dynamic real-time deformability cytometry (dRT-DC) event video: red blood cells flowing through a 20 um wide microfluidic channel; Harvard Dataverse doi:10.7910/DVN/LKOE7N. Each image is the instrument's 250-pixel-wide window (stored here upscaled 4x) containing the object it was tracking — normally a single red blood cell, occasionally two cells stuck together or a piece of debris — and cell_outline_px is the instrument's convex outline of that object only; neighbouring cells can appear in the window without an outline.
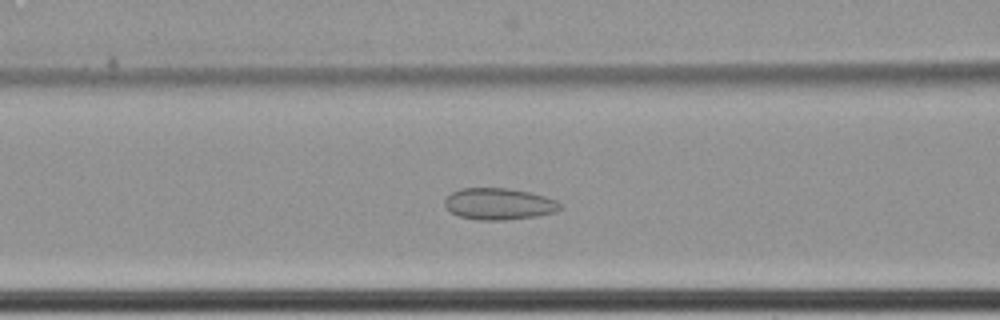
{"species": "common noctule bat (a hibernating species)", "species_latin": "Nyctalus noctula", "temperature_condition": "cold", "stored_images_in_passage": 42, "camera_frame_rate_fps": 3000, "um_per_image_px": 0.085, "animal": {"sex": "female", "body_mass_g": 22.7, "forearm_length_mm": 54.2}, "frame": {"image": 1, "passage_image": 7, "time_ms": 2.0, "image_size_px": [1000, 320], "cell_outline_px": [[560, 208], [556, 212], [536, 216], [504, 220], [480, 220], [460, 216], [444, 208], [444, 200], [452, 192], [460, 188], [508, 188], [532, 192], [556, 200], [560, 204]], "centroid_in_image_um": [42.39, 17.32], "position_along_channel_um": 124.2, "area_um2": 21.27}}
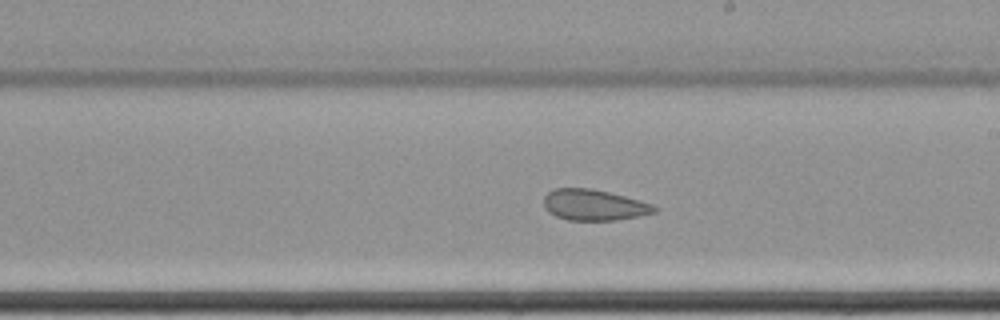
{"frame": {"image": 2, "passage_image": 17, "time_ms": 5.333, "image_size_px": [1000, 320], "cell_outline_px": [[656, 212], [640, 216], [616, 220], [568, 220], [556, 216], [548, 212], [544, 208], [544, 196], [548, 192], [556, 188], [588, 188], [608, 192], [624, 196], [652, 204], [656, 208]], "centroid_in_image_um": [50.46, 17.43], "position_along_channel_um": 238.5, "area_um2": 19.83}}
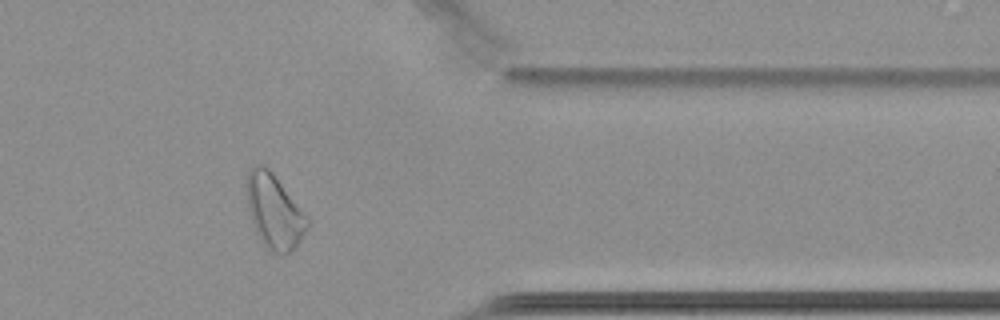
{"frame": {"image": 3, "passage_image": 31, "time_ms": 10.0, "image_size_px": [1000, 320], "cell_outline_px": [[312, 224], [300, 240], [284, 256], [280, 256], [272, 252], [260, 240], [252, 220], [248, 208], [244, 184], [248, 168], [256, 164], [260, 164], [268, 168], [276, 176], [312, 220]], "centroid_in_image_um": [23.32, 17.93], "position_along_channel_um": 388.1, "area_um2": 26.88}, "authors_computed_cell_mechanics": {"area_um2": 21.3571, "velocity_mm_per_s": 3.4351, "shape_relaxation_time_tau1_ms": null, "shape_relaxation_time_tau2_ms": 3.5032, "deformation_change_tau1": null, "deformation_change_tau2": 0.0856}}